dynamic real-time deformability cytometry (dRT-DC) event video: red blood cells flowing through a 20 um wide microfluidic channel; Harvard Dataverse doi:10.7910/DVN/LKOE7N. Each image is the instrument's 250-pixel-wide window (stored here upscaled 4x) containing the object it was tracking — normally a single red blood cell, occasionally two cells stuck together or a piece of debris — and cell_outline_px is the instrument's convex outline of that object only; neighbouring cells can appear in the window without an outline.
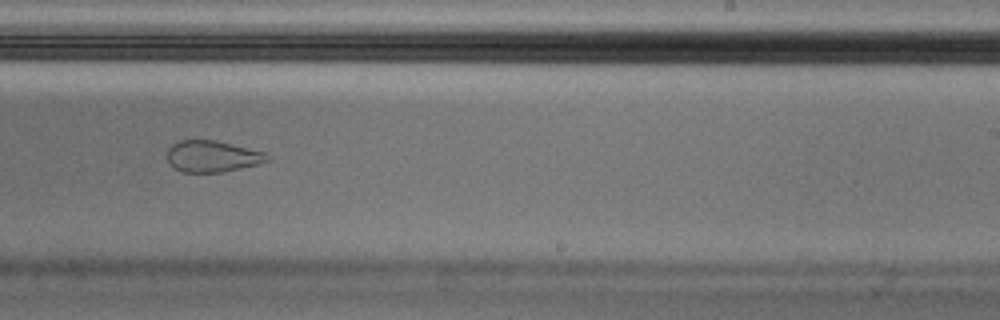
{"species": "Egyptian fruit bat (a non-hibernating species)", "species_latin": "Rousettus aegyptiacus", "temperature_condition": "cold", "stored_images_in_passage": 14, "camera_frame_rate_fps": 3000, "um_per_image_px": 0.085, "animal": {"sex": "male"}, "frame": {"image": 1, "passage_image": 10, "time_ms": 3.0, "image_size_px": [1000, 320], "cell_outline_px": [[272, 160], [260, 164], [220, 172], [184, 172], [168, 164], [168, 148], [172, 144], [180, 140], [216, 140], [268, 152], [272, 156]], "centroid_in_image_um": [18.13, 13.28], "position_along_channel_um": 270.9, "area_um2": 18.61}}